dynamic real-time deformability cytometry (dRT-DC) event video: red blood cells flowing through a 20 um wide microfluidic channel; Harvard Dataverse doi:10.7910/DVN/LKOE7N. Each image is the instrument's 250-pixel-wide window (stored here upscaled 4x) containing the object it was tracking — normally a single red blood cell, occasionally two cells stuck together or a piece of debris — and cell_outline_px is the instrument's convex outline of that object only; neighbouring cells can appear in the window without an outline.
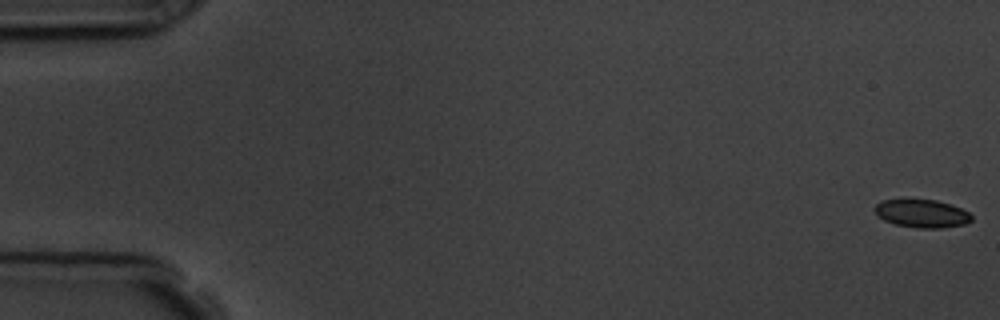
{"species": "common noctule bat (a hibernating species)", "species_latin": "Nyctalus noctula", "temperature_condition": "room temperature", "stored_images_in_passage": 57, "camera_frame_rate_fps": 3000, "um_per_image_px": 0.085, "animal": {"sex": "male", "body_mass_g": 19.5, "forearm_length_mm": 54.6}, "frame": {"image": 1, "passage_image": 1, "time_ms": 0.0, "image_size_px": [1000, 320], "cell_outline_px": [[972, 220], [964, 224], [940, 228], [916, 228], [896, 224], [884, 220], [876, 216], [872, 208], [880, 200], [936, 200], [952, 204], [968, 212], [972, 216]], "centroid_in_image_um": [78.32, 18.15], "position_along_channel_um": 6.7, "area_um2": 15.9}}
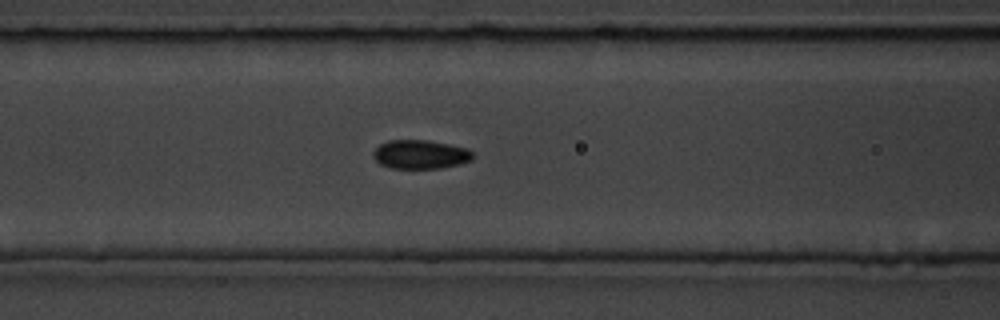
{"frame": {"image": 2, "passage_image": 24, "time_ms": 7.667, "image_size_px": [1000, 320], "cell_outline_px": [[472, 160], [460, 164], [440, 168], [388, 168], [380, 164], [372, 156], [372, 152], [380, 144], [388, 140], [428, 140], [468, 148], [472, 152]], "centroid_in_image_um": [35.71, 13.12], "position_along_channel_um": 130.9, "area_um2": 16.82}}
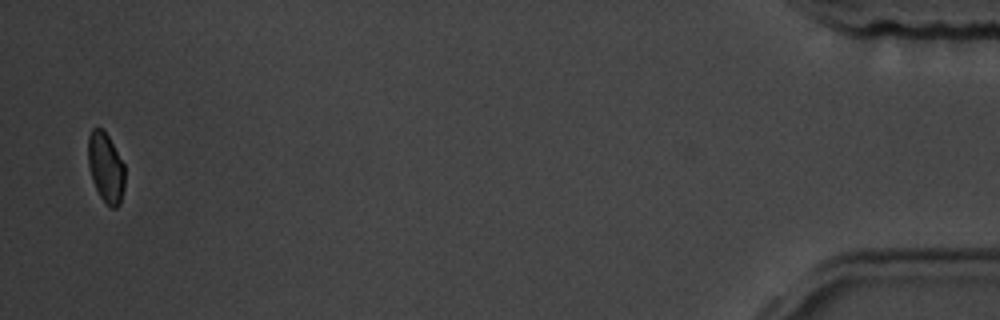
{"frame": {"image": 3, "passage_image": 56, "time_ms": 18.333, "image_size_px": [1000, 320], "cell_outline_px": [[124, 188], [120, 204], [116, 208], [112, 208], [100, 196], [92, 180], [88, 164], [88, 136], [92, 128], [100, 128], [108, 136], [124, 164]], "centroid_in_image_um": [8.99, 14.24], "position_along_channel_um": 426.2, "area_um2": 14.8}, "authors_computed_cell_mechanics": {"area_um2": 16.5308, "velocity_mm_per_s": 3.6011, "shape_relaxation_time_tau1_ms": 2.9927, "shape_relaxation_time_tau2_ms": 5.8585, "deformation_change_tau1": 0.0642, "deformation_change_tau2": 0.0621}}